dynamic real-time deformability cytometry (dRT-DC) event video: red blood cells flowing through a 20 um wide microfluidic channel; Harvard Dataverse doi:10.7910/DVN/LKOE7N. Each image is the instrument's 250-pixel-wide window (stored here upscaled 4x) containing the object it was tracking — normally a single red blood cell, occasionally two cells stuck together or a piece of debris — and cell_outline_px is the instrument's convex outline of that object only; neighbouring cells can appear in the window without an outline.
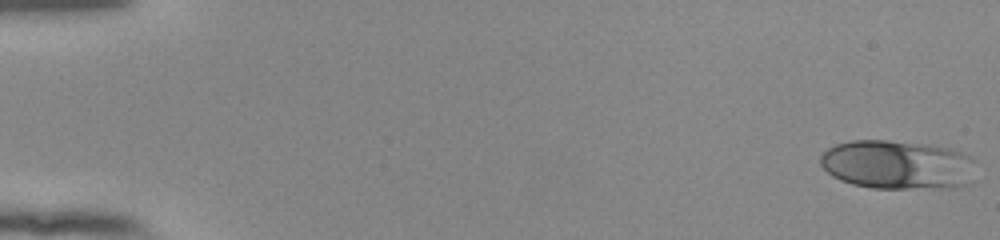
{"species": "human", "species_latin": "Homo sapiens", "temperature_condition": "room temperature", "stored_images_in_passage": 53, "camera_frame_rate_fps": 3000, "um_per_image_px": 0.085, "donor": {"sex": "female"}, "frame": {"image": 1, "passage_image": 1, "time_ms": 0.0, "image_size_px": [1000, 240], "cell_outline_px": [[976, 160], [972, 184], [952, 188], [872, 188], [852, 184], [840, 180], [832, 176], [820, 164], [820, 156], [828, 148], [836, 144], [852, 140], [888, 140], [928, 144], [948, 148], [972, 156]], "centroid_in_image_um": [76.34, 14.01], "position_along_channel_um": 8.7, "area_um2": 45.08}}
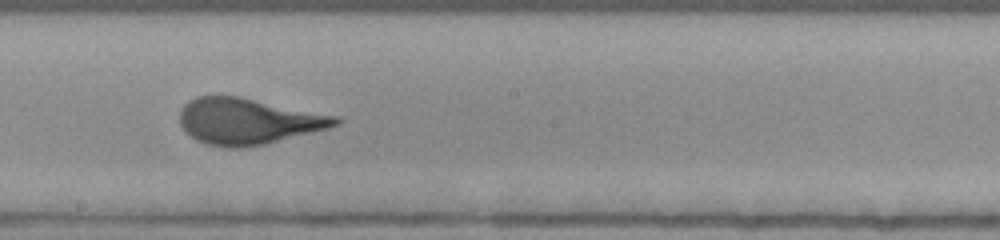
{"frame": {"image": 2, "passage_image": 31, "time_ms": 10.0, "image_size_px": [1000, 240], "cell_outline_px": [[344, 120], [340, 124], [328, 128], [264, 144], [240, 148], [228, 148], [204, 144], [196, 140], [180, 124], [180, 108], [188, 100], [196, 96], [240, 96], [340, 116]], "centroid_in_image_um": [21.11, 10.29], "position_along_channel_um": 227.1, "area_um2": 42.08}}
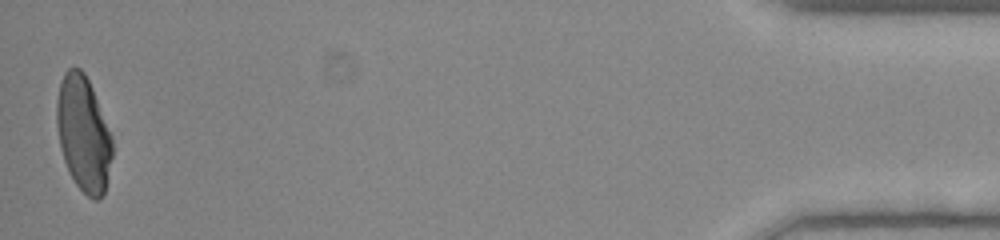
{"frame": {"image": 3, "passage_image": 53, "time_ms": 17.333, "image_size_px": [1000, 240], "cell_outline_px": [[112, 156], [104, 196], [100, 200], [92, 200], [76, 184], [68, 172], [60, 148], [56, 124], [56, 100], [60, 80], [64, 72], [68, 68], [80, 68], [84, 72], [92, 88], [112, 136]], "centroid_in_image_um": [7.08, 11.38], "position_along_channel_um": 428.1, "area_um2": 37.57}, "authors_computed_cell_mechanics": {"area_um2": 41.1536, "velocity_mm_per_s": 3.8838, "shape_relaxation_time_tau1_ms": 4.6696, "shape_relaxation_time_tau2_ms": null, "deformation_change_tau1": 0.1856, "deformation_change_tau2": null}}